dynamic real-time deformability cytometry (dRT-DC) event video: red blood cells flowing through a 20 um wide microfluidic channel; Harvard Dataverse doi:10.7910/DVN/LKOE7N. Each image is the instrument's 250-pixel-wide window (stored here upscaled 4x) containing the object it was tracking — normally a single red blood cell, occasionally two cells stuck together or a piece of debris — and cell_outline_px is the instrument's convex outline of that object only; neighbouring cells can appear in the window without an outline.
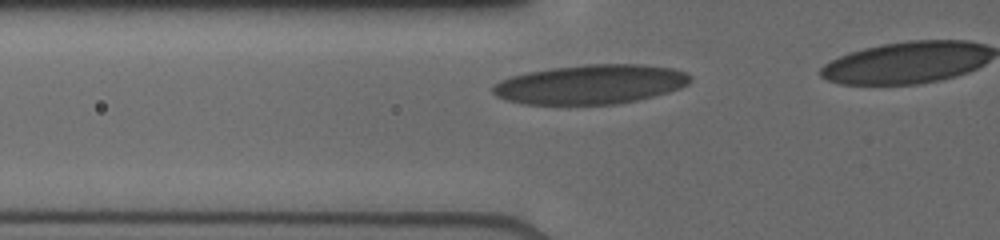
{"species": "human", "species_latin": "Homo sapiens", "temperature_condition": "cold", "stored_images_in_passage": 7, "camera_frame_rate_fps": 3000, "um_per_image_px": 0.085, "donor": {"sex": "male"}, "frame": {"image": 1, "passage_image": 4, "time_ms": 2.0, "image_size_px": [1000, 240], "cell_outline_px": [[692, 80], [688, 84], [680, 88], [668, 92], [636, 100], [616, 104], [524, 104], [508, 100], [496, 96], [492, 92], [492, 84], [508, 76], [528, 72], [552, 68], [588, 64], [640, 64], [672, 68], [684, 72], [692, 76]], "centroid_in_image_um": [50.18, 7.16], "position_along_channel_um": 75.6, "area_um2": 45.32}}
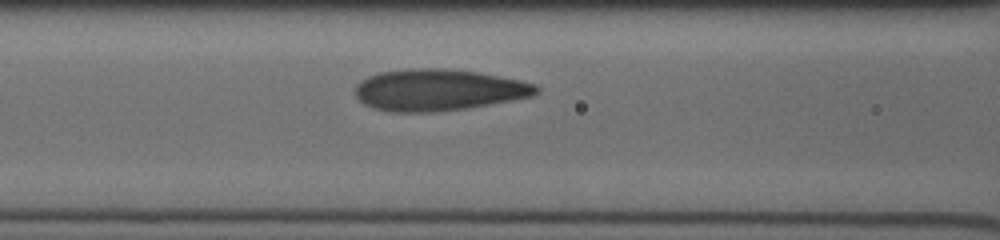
{"frame": {"image": 2, "passage_image": 6, "time_ms": 3.333, "image_size_px": [1000, 240], "cell_outline_px": [[540, 92], [532, 96], [512, 100], [468, 108], [432, 112], [396, 112], [372, 108], [364, 104], [356, 96], [356, 84], [360, 80], [368, 76], [380, 72], [408, 68], [444, 68], [476, 72], [520, 80], [536, 84], [540, 88]], "centroid_in_image_um": [37.26, 7.64], "position_along_channel_um": 129.3, "area_um2": 43.93}}